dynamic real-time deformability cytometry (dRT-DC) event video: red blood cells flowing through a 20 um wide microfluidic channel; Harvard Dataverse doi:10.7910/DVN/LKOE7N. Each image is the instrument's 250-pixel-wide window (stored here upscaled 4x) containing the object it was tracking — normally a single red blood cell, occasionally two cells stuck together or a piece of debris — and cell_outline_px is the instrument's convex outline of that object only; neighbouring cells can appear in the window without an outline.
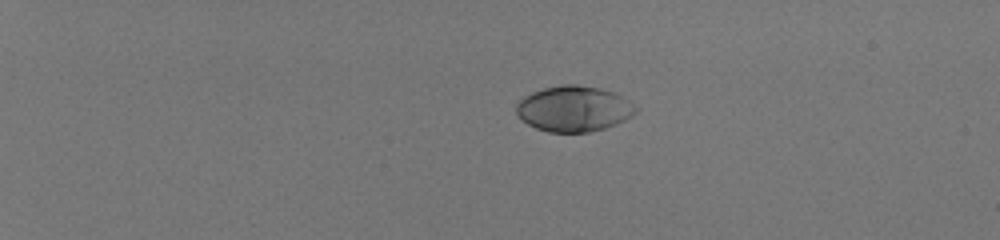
{"species": "human", "species_latin": "Homo sapiens", "temperature_condition": "room temperature", "stored_images_in_passage": 43, "camera_frame_rate_fps": 3000, "um_per_image_px": 0.085, "donor": {"sex": "male"}, "frame": {"image": 1, "passage_image": 1, "time_ms": 0.0, "image_size_px": [1000, 240], "cell_outline_px": [[636, 112], [632, 116], [616, 124], [604, 128], [588, 132], [548, 132], [536, 128], [520, 120], [516, 116], [516, 104], [524, 96], [532, 92], [544, 88], [560, 84], [576, 84], [600, 88], [616, 92], [632, 104], [636, 108]], "centroid_in_image_um": [48.73, 9.24], "position_along_channel_um": 36.3, "area_um2": 31.91}}
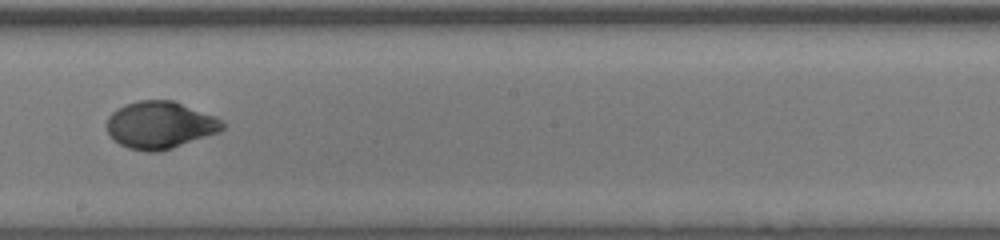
{"frame": {"image": 2, "passage_image": 25, "time_ms": 8.0, "image_size_px": [1000, 240], "cell_outline_px": [[224, 128], [220, 132], [172, 148], [156, 152], [148, 152], [128, 148], [120, 144], [108, 132], [108, 116], [116, 108], [124, 104], [140, 100], [172, 100], [216, 116], [224, 120]], "centroid_in_image_um": [13.63, 10.62], "position_along_channel_um": 234.6, "area_um2": 31.85}}
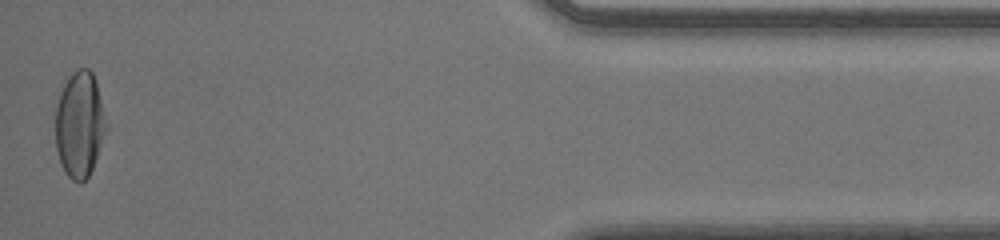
{"frame": {"image": 3, "passage_image": 43, "time_ms": 14.0, "image_size_px": [1000, 240], "cell_outline_px": [[108, 128], [92, 168], [88, 176], [80, 184], [72, 180], [68, 176], [60, 164], [56, 148], [56, 108], [60, 92], [68, 76], [72, 72], [80, 68], [88, 68], [92, 72], [96, 80], [108, 124]], "centroid_in_image_um": [6.78, 10.57], "position_along_channel_um": 428.4, "area_um2": 31.56}, "authors_computed_cell_mechanics": {"area_um2": 31.4432, "velocity_mm_per_s": 4.0449, "shape_relaxation_time_tau1_ms": 3.2028, "shape_relaxation_time_tau2_ms": null, "deformation_change_tau1": 0.1924, "deformation_change_tau2": null}}